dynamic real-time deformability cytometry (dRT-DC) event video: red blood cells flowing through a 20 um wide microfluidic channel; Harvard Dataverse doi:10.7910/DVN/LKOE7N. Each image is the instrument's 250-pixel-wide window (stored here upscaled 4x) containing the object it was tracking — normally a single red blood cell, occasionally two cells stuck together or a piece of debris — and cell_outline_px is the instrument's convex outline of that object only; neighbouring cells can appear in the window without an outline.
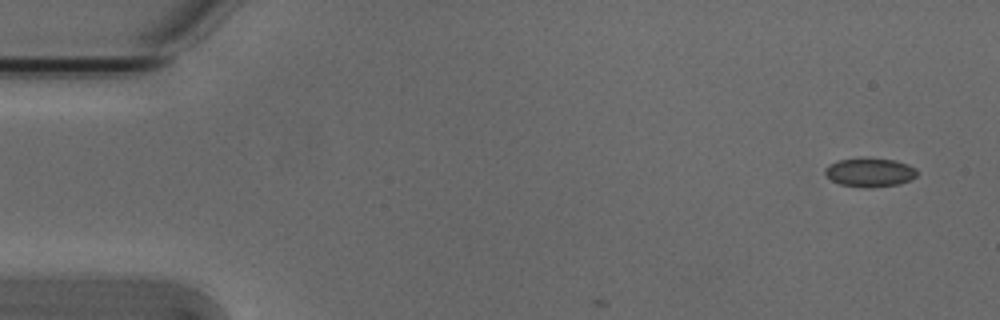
{"species": "Egyptian fruit bat (a non-hibernating species)", "species_latin": "Rousettus aegyptiacus", "temperature_condition": "cold", "stored_images_in_passage": 6, "camera_frame_rate_fps": 3000, "um_per_image_px": 0.085, "animal": {"sex": "male"}, "frame": {"image": 1, "passage_image": 1, "time_ms": 0.0, "image_size_px": [1000, 320], "cell_outline_px": [[916, 176], [912, 180], [900, 184], [872, 188], [864, 188], [840, 184], [832, 180], [824, 172], [824, 168], [828, 164], [840, 160], [864, 156], [896, 160], [908, 164], [916, 168]], "centroid_in_image_um": [73.95, 14.63], "position_along_channel_um": 11.1, "area_um2": 15.95}}
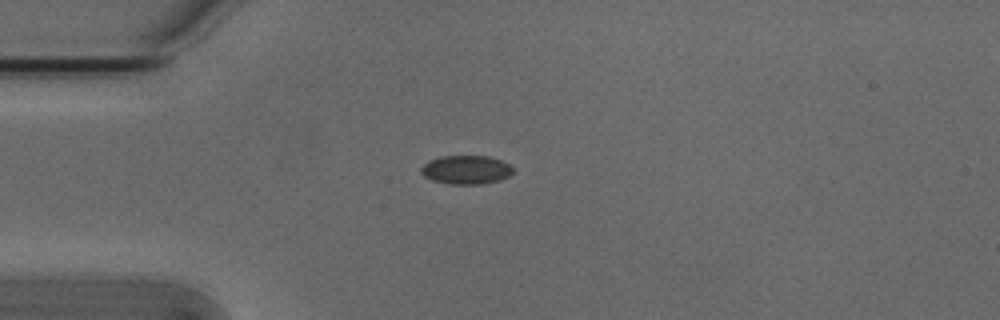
{"frame": {"image": 2, "passage_image": 4, "time_ms": 1.0, "image_size_px": [1000, 320], "cell_outline_px": [[516, 168], [508, 176], [500, 180], [484, 184], [452, 184], [432, 180], [424, 176], [420, 172], [420, 168], [428, 160], [440, 156], [488, 156], [512, 164]], "centroid_in_image_um": [39.64, 14.42], "position_along_channel_um": 45.4, "area_um2": 15.61}}
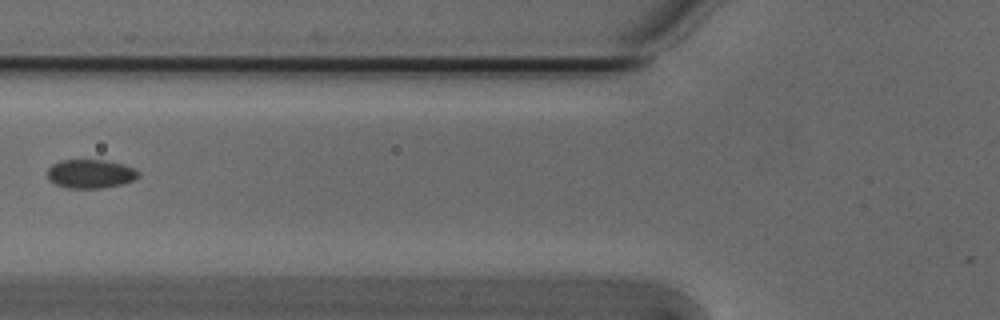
{"frame": {"image": 3, "passage_image": 6, "time_ms": 1.667, "image_size_px": [1000, 320], "cell_outline_px": [[140, 176], [132, 180], [120, 184], [100, 188], [68, 188], [56, 184], [48, 180], [48, 168], [52, 164], [60, 160], [104, 160], [120, 164], [132, 168], [140, 172]], "centroid_in_image_um": [7.65, 14.77], "position_along_channel_um": 118.2, "area_um2": 15.09}}